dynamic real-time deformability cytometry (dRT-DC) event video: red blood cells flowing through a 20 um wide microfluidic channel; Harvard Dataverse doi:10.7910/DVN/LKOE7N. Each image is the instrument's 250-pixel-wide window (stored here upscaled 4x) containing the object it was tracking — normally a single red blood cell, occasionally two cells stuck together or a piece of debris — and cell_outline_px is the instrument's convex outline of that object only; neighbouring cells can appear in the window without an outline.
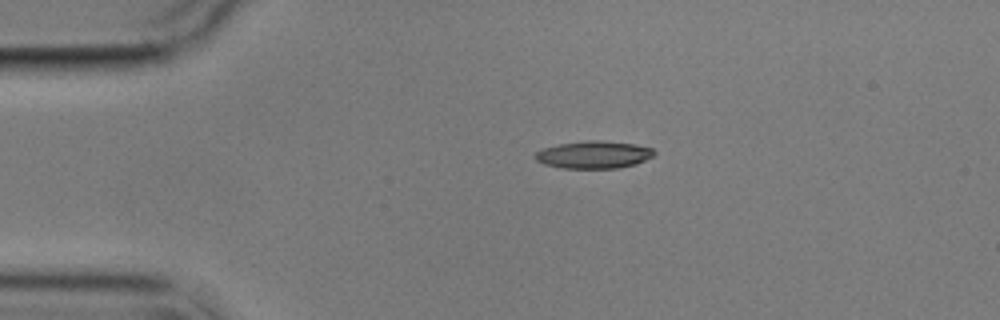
{"species": "common noctule bat (a hibernating species)", "species_latin": "Nyctalus noctula", "temperature_condition": "cold", "stored_images_in_passage": 5, "camera_frame_rate_fps": 3000, "um_per_image_px": 0.085, "animal": {"sex": "male", "body_mass_g": 17.9}, "frame": {"image": 1, "passage_image": 3, "time_ms": 2.667, "image_size_px": [1000, 320], "cell_outline_px": [[656, 152], [652, 156], [636, 164], [616, 168], [560, 168], [544, 164], [536, 160], [532, 156], [536, 152], [544, 148], [560, 144], [588, 140], [596, 140], [636, 144], [652, 148]], "centroid_in_image_um": [50.45, 13.15], "position_along_channel_um": 34.6, "area_um2": 18.96}}
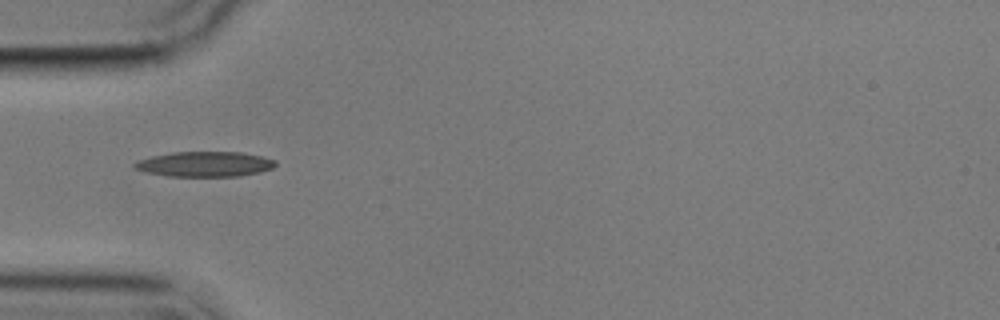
{"frame": {"image": 2, "passage_image": 5, "time_ms": 4.667, "image_size_px": [1000, 320], "cell_outline_px": [[276, 164], [272, 168], [260, 172], [240, 176], [168, 176], [148, 172], [136, 168], [132, 164], [136, 160], [152, 156], [172, 152], [244, 152], [276, 160]], "centroid_in_image_um": [17.42, 13.94], "position_along_channel_um": 67.6, "area_um2": 20.58}}